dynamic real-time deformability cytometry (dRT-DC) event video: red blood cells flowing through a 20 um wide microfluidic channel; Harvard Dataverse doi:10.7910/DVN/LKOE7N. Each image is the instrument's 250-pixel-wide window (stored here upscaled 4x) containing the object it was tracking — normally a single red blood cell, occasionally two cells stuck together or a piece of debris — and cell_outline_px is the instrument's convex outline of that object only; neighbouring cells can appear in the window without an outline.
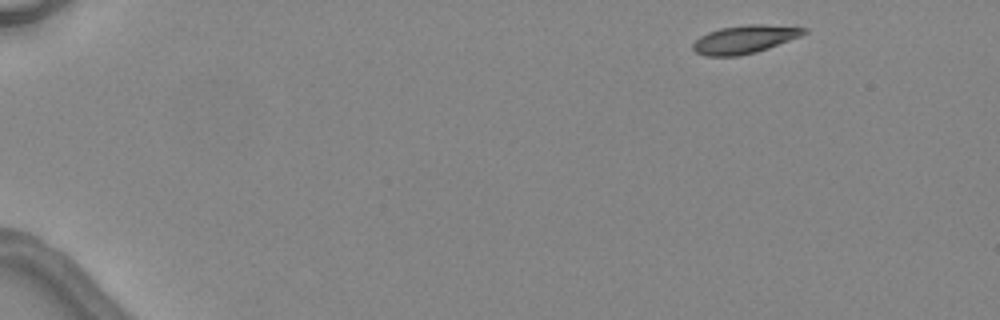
{"species": "common noctule bat (a hibernating species)", "species_latin": "Nyctalus noctula", "temperature_condition": "warm", "stored_images_in_passage": 3, "camera_frame_rate_fps": 3000, "um_per_image_px": 0.085, "animal": {"sex": "female", "body_mass_g": 24.6, "forearm_length_mm": 56.2}, "frame": {"image": 1, "passage_image": 1, "time_ms": 0.0, "image_size_px": [1000, 320], "cell_outline_px": [[808, 32], [800, 36], [768, 48], [756, 52], [740, 56], [704, 56], [696, 52], [692, 48], [692, 44], [700, 36], [708, 32], [720, 28], [748, 24], [760, 24], [808, 28]], "centroid_in_image_um": [63.27, 3.35], "position_along_channel_um": 21.7, "area_um2": 18.15}}
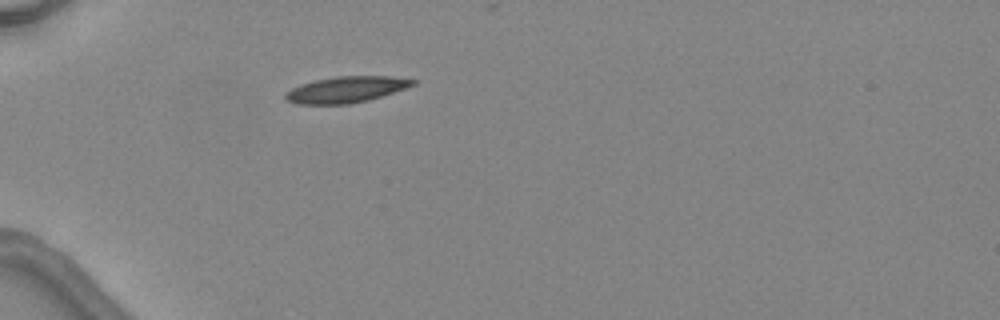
{"frame": {"image": 2, "passage_image": 3, "time_ms": 3.333, "image_size_px": [1000, 320], "cell_outline_px": [[416, 84], [368, 100], [348, 104], [296, 104], [284, 100], [284, 92], [292, 88], [316, 80], [336, 76], [388, 76], [416, 80]], "centroid_in_image_um": [29.36, 7.62], "position_along_channel_um": 55.6, "area_um2": 19.19}}